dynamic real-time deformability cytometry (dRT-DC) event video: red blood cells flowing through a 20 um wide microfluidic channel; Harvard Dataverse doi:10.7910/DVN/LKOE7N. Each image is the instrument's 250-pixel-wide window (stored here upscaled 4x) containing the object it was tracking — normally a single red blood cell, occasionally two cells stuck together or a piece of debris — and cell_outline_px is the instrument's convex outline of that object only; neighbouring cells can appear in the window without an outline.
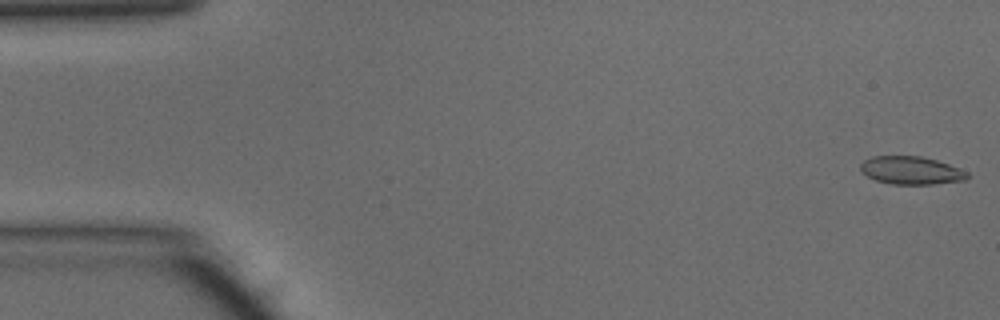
{"species": "common noctule bat (a hibernating species)", "species_latin": "Nyctalus noctula", "temperature_condition": "warm", "stored_images_in_passage": 48, "camera_frame_rate_fps": 3000, "um_per_image_px": 0.085, "animal": {"sex": "male", "body_mass_g": 15.6}, "frame": {"image": 1, "passage_image": 1, "time_ms": 0.0, "image_size_px": [1000, 320], "cell_outline_px": [[968, 180], [932, 184], [892, 184], [876, 180], [860, 172], [860, 164], [864, 160], [872, 156], [920, 156], [936, 160], [948, 164], [968, 172]], "centroid_in_image_um": [77.43, 14.48], "position_along_channel_um": 7.6, "area_um2": 17.4}}
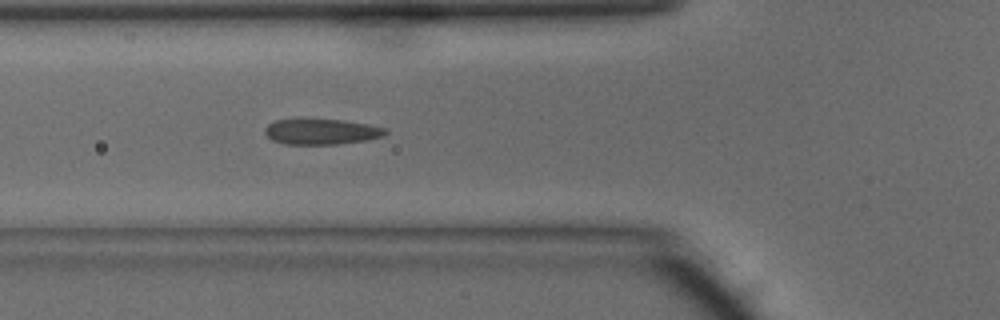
{"frame": {"image": 2, "passage_image": 17, "time_ms": 5.333, "image_size_px": [1000, 320], "cell_outline_px": [[388, 132], [384, 136], [364, 140], [336, 144], [284, 144], [272, 140], [264, 132], [264, 128], [268, 124], [276, 120], [296, 116], [300, 116], [344, 120], [368, 124], [388, 128]], "centroid_in_image_um": [27.27, 11.13], "position_along_channel_um": 98.5, "area_um2": 18.84}}
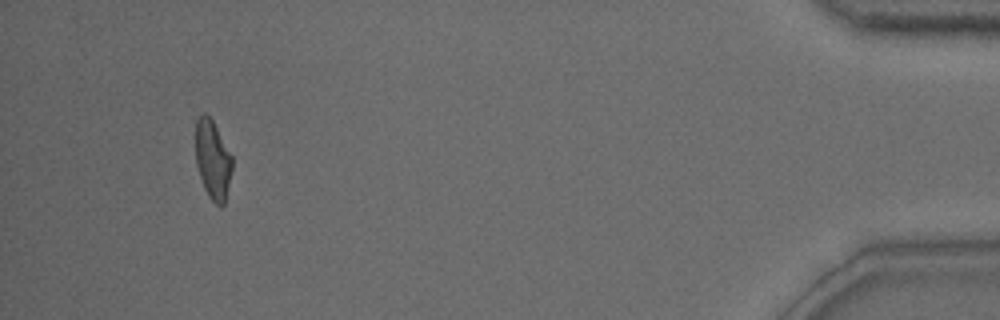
{"frame": {"image": 3, "passage_image": 45, "time_ms": 14.667, "image_size_px": [1000, 320], "cell_outline_px": [[232, 172], [224, 204], [220, 208], [208, 196], [204, 188], [196, 164], [196, 120], [204, 112], [212, 120], [232, 156]], "centroid_in_image_um": [18.09, 13.61], "position_along_channel_um": 417.1, "area_um2": 16.7}, "authors_computed_cell_mechanics": {"area_um2": 17.8602, "velocity_mm_per_s": 4.1919, "shape_relaxation_time_tau1_ms": 8.6322, "shape_relaxation_time_tau2_ms": 1.0299, "deformation_change_tau1": 0.2388, "deformation_change_tau2": 0.0587}}